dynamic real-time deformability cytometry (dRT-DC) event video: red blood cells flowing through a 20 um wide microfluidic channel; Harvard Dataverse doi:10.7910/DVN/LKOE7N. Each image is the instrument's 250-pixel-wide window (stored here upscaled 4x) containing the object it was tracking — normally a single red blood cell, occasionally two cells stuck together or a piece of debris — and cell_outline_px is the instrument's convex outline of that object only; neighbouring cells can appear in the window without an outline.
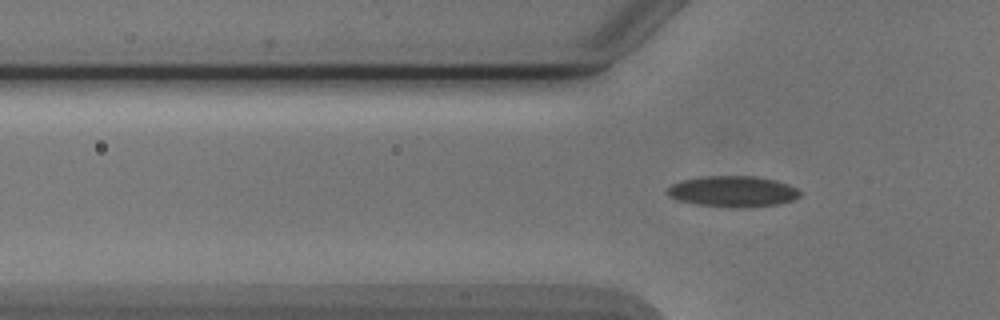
{"species": "Egyptian fruit bat (a non-hibernating species)", "species_latin": "Rousettus aegyptiacus", "temperature_condition": "cold", "stored_images_in_passage": 4, "segment_of_instrument_passage": [2, 2], "camera_frame_rate_fps": 3000, "um_per_image_px": 0.085, "animal": {"sex": "male"}, "frame": {"image": 1, "passage_image": 4, "time_ms": 3.333, "image_size_px": [1000, 320], "cell_outline_px": [[800, 196], [792, 200], [780, 204], [752, 208], [728, 208], [696, 204], [676, 200], [668, 196], [668, 188], [672, 184], [684, 180], [704, 176], [756, 176], [776, 180], [788, 184], [796, 188], [800, 192]], "centroid_in_image_um": [62.31, 16.29], "position_along_channel_um": 63.5, "area_um2": 24.22}}